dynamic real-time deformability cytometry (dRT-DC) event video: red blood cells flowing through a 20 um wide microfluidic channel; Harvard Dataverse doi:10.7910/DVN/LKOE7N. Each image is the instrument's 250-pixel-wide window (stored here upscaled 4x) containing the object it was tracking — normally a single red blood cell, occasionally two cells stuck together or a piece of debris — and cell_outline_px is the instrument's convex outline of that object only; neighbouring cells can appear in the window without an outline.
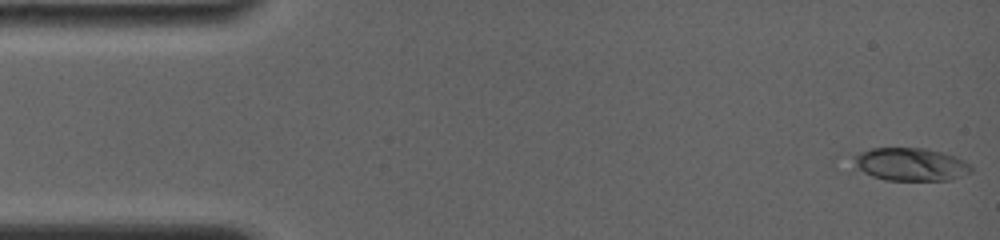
{"species": "common noctule bat (a hibernating species)", "species_latin": "Nyctalus noctula", "temperature_condition": "room temperature", "stored_images_in_passage": 16, "camera_frame_rate_fps": 4000, "um_per_image_px": 0.085, "animal": {"sex": "female", "body_mass_g": 19.0, "forearm_length_mm": 56.7}, "frame": {"image": 1, "passage_image": 1, "time_ms": 0.0, "image_size_px": [1000, 240], "cell_outline_px": [[972, 172], [952, 180], [884, 180], [872, 176], [864, 172], [856, 164], [852, 156], [860, 152], [872, 148], [924, 148], [944, 152], [956, 156], [964, 160], [972, 168]], "centroid_in_image_um": [77.45, 13.96], "position_along_channel_um": 7.6, "area_um2": 22.54}}
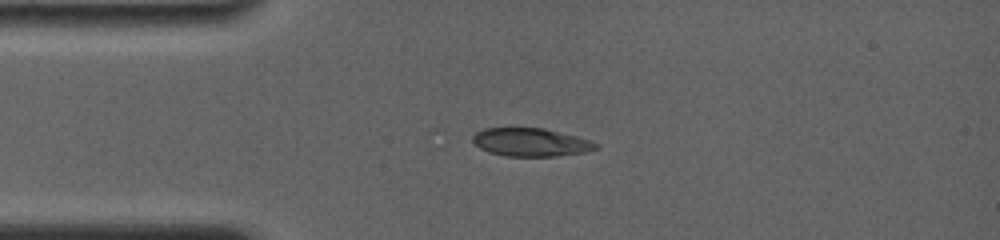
{"frame": {"image": 2, "passage_image": 16, "time_ms": 3.5, "image_size_px": [1000, 240], "cell_outline_px": [[600, 148], [584, 152], [556, 156], [504, 156], [488, 152], [480, 148], [472, 140], [472, 136], [476, 132], [484, 128], [544, 128], [576, 136], [600, 144]], "centroid_in_image_um": [45.12, 12.09], "position_along_channel_um": 39.9, "area_um2": 20.23}}